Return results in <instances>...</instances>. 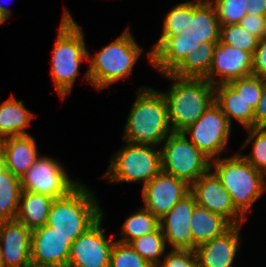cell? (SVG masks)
Segmentation results:
<instances>
[{
  "instance_id": "obj_38",
  "label": "cell",
  "mask_w": 266,
  "mask_h": 267,
  "mask_svg": "<svg viewBox=\"0 0 266 267\" xmlns=\"http://www.w3.org/2000/svg\"><path fill=\"white\" fill-rule=\"evenodd\" d=\"M247 15L265 16L266 0H247Z\"/></svg>"
},
{
  "instance_id": "obj_10",
  "label": "cell",
  "mask_w": 266,
  "mask_h": 267,
  "mask_svg": "<svg viewBox=\"0 0 266 267\" xmlns=\"http://www.w3.org/2000/svg\"><path fill=\"white\" fill-rule=\"evenodd\" d=\"M232 125L220 107L213 102L198 120L183 131L185 136L210 160L226 151Z\"/></svg>"
},
{
  "instance_id": "obj_24",
  "label": "cell",
  "mask_w": 266,
  "mask_h": 267,
  "mask_svg": "<svg viewBox=\"0 0 266 267\" xmlns=\"http://www.w3.org/2000/svg\"><path fill=\"white\" fill-rule=\"evenodd\" d=\"M53 200L45 194L22 191L15 219L31 231L43 227L47 223Z\"/></svg>"
},
{
  "instance_id": "obj_34",
  "label": "cell",
  "mask_w": 266,
  "mask_h": 267,
  "mask_svg": "<svg viewBox=\"0 0 266 267\" xmlns=\"http://www.w3.org/2000/svg\"><path fill=\"white\" fill-rule=\"evenodd\" d=\"M156 267H198L195 250L171 249Z\"/></svg>"
},
{
  "instance_id": "obj_12",
  "label": "cell",
  "mask_w": 266,
  "mask_h": 267,
  "mask_svg": "<svg viewBox=\"0 0 266 267\" xmlns=\"http://www.w3.org/2000/svg\"><path fill=\"white\" fill-rule=\"evenodd\" d=\"M104 215L71 245L67 267H109L111 251L117 239L103 230Z\"/></svg>"
},
{
  "instance_id": "obj_32",
  "label": "cell",
  "mask_w": 266,
  "mask_h": 267,
  "mask_svg": "<svg viewBox=\"0 0 266 267\" xmlns=\"http://www.w3.org/2000/svg\"><path fill=\"white\" fill-rule=\"evenodd\" d=\"M264 78L250 75L228 82V84L253 108L262 96Z\"/></svg>"
},
{
  "instance_id": "obj_19",
  "label": "cell",
  "mask_w": 266,
  "mask_h": 267,
  "mask_svg": "<svg viewBox=\"0 0 266 267\" xmlns=\"http://www.w3.org/2000/svg\"><path fill=\"white\" fill-rule=\"evenodd\" d=\"M242 225H232L222 235L195 248L198 267H233L241 247Z\"/></svg>"
},
{
  "instance_id": "obj_30",
  "label": "cell",
  "mask_w": 266,
  "mask_h": 267,
  "mask_svg": "<svg viewBox=\"0 0 266 267\" xmlns=\"http://www.w3.org/2000/svg\"><path fill=\"white\" fill-rule=\"evenodd\" d=\"M220 41L237 49L245 50L253 55L259 39L242 28L238 23L221 25Z\"/></svg>"
},
{
  "instance_id": "obj_6",
  "label": "cell",
  "mask_w": 266,
  "mask_h": 267,
  "mask_svg": "<svg viewBox=\"0 0 266 267\" xmlns=\"http://www.w3.org/2000/svg\"><path fill=\"white\" fill-rule=\"evenodd\" d=\"M210 169L229 192L235 209L247 219L252 206L266 192V175L237 152L210 161Z\"/></svg>"
},
{
  "instance_id": "obj_39",
  "label": "cell",
  "mask_w": 266,
  "mask_h": 267,
  "mask_svg": "<svg viewBox=\"0 0 266 267\" xmlns=\"http://www.w3.org/2000/svg\"><path fill=\"white\" fill-rule=\"evenodd\" d=\"M11 14L12 11L9 9V7L0 3V16L3 18L5 22L11 17Z\"/></svg>"
},
{
  "instance_id": "obj_20",
  "label": "cell",
  "mask_w": 266,
  "mask_h": 267,
  "mask_svg": "<svg viewBox=\"0 0 266 267\" xmlns=\"http://www.w3.org/2000/svg\"><path fill=\"white\" fill-rule=\"evenodd\" d=\"M2 143L3 165L21 179L40 156L36 141L31 134L7 137Z\"/></svg>"
},
{
  "instance_id": "obj_33",
  "label": "cell",
  "mask_w": 266,
  "mask_h": 267,
  "mask_svg": "<svg viewBox=\"0 0 266 267\" xmlns=\"http://www.w3.org/2000/svg\"><path fill=\"white\" fill-rule=\"evenodd\" d=\"M109 267H154L144 260L130 244H124L115 240Z\"/></svg>"
},
{
  "instance_id": "obj_11",
  "label": "cell",
  "mask_w": 266,
  "mask_h": 267,
  "mask_svg": "<svg viewBox=\"0 0 266 267\" xmlns=\"http://www.w3.org/2000/svg\"><path fill=\"white\" fill-rule=\"evenodd\" d=\"M72 179L66 168L51 156L40 155L21 177L22 191L45 194L53 199L65 197L81 181Z\"/></svg>"
},
{
  "instance_id": "obj_13",
  "label": "cell",
  "mask_w": 266,
  "mask_h": 267,
  "mask_svg": "<svg viewBox=\"0 0 266 267\" xmlns=\"http://www.w3.org/2000/svg\"><path fill=\"white\" fill-rule=\"evenodd\" d=\"M196 204L225 218L231 225H243L246 220L234 207L229 192L209 169L190 185Z\"/></svg>"
},
{
  "instance_id": "obj_8",
  "label": "cell",
  "mask_w": 266,
  "mask_h": 267,
  "mask_svg": "<svg viewBox=\"0 0 266 267\" xmlns=\"http://www.w3.org/2000/svg\"><path fill=\"white\" fill-rule=\"evenodd\" d=\"M124 146L113 154L102 178L109 183H139L143 186L162 171L158 146L122 141Z\"/></svg>"
},
{
  "instance_id": "obj_3",
  "label": "cell",
  "mask_w": 266,
  "mask_h": 267,
  "mask_svg": "<svg viewBox=\"0 0 266 267\" xmlns=\"http://www.w3.org/2000/svg\"><path fill=\"white\" fill-rule=\"evenodd\" d=\"M83 32L71 13L65 9L50 60V74L54 81L55 90L62 99L72 92L81 62L88 61L89 51Z\"/></svg>"
},
{
  "instance_id": "obj_42",
  "label": "cell",
  "mask_w": 266,
  "mask_h": 267,
  "mask_svg": "<svg viewBox=\"0 0 266 267\" xmlns=\"http://www.w3.org/2000/svg\"><path fill=\"white\" fill-rule=\"evenodd\" d=\"M4 23H6L4 20H3V18L0 16V25H2V24H4Z\"/></svg>"
},
{
  "instance_id": "obj_40",
  "label": "cell",
  "mask_w": 266,
  "mask_h": 267,
  "mask_svg": "<svg viewBox=\"0 0 266 267\" xmlns=\"http://www.w3.org/2000/svg\"><path fill=\"white\" fill-rule=\"evenodd\" d=\"M3 166L2 143L0 141V168Z\"/></svg>"
},
{
  "instance_id": "obj_29",
  "label": "cell",
  "mask_w": 266,
  "mask_h": 267,
  "mask_svg": "<svg viewBox=\"0 0 266 267\" xmlns=\"http://www.w3.org/2000/svg\"><path fill=\"white\" fill-rule=\"evenodd\" d=\"M249 134L239 151L250 144L252 152L246 155L241 154L256 170L266 175V128L245 129Z\"/></svg>"
},
{
  "instance_id": "obj_7",
  "label": "cell",
  "mask_w": 266,
  "mask_h": 267,
  "mask_svg": "<svg viewBox=\"0 0 266 267\" xmlns=\"http://www.w3.org/2000/svg\"><path fill=\"white\" fill-rule=\"evenodd\" d=\"M81 181L65 197L54 199L46 225L74 241L103 215L95 193Z\"/></svg>"
},
{
  "instance_id": "obj_1",
  "label": "cell",
  "mask_w": 266,
  "mask_h": 267,
  "mask_svg": "<svg viewBox=\"0 0 266 267\" xmlns=\"http://www.w3.org/2000/svg\"><path fill=\"white\" fill-rule=\"evenodd\" d=\"M162 34L146 57L160 75L171 73L200 44L219 43L221 25L210 0H188L165 15Z\"/></svg>"
},
{
  "instance_id": "obj_5",
  "label": "cell",
  "mask_w": 266,
  "mask_h": 267,
  "mask_svg": "<svg viewBox=\"0 0 266 267\" xmlns=\"http://www.w3.org/2000/svg\"><path fill=\"white\" fill-rule=\"evenodd\" d=\"M162 77L173 82L167 91H161L171 129L183 132L214 102V85L205 78H181L170 73Z\"/></svg>"
},
{
  "instance_id": "obj_23",
  "label": "cell",
  "mask_w": 266,
  "mask_h": 267,
  "mask_svg": "<svg viewBox=\"0 0 266 267\" xmlns=\"http://www.w3.org/2000/svg\"><path fill=\"white\" fill-rule=\"evenodd\" d=\"M192 250L215 237L222 235L232 225L222 216L196 205L190 221Z\"/></svg>"
},
{
  "instance_id": "obj_14",
  "label": "cell",
  "mask_w": 266,
  "mask_h": 267,
  "mask_svg": "<svg viewBox=\"0 0 266 267\" xmlns=\"http://www.w3.org/2000/svg\"><path fill=\"white\" fill-rule=\"evenodd\" d=\"M142 187V207L159 220L190 193V185L187 182L163 171Z\"/></svg>"
},
{
  "instance_id": "obj_16",
  "label": "cell",
  "mask_w": 266,
  "mask_h": 267,
  "mask_svg": "<svg viewBox=\"0 0 266 267\" xmlns=\"http://www.w3.org/2000/svg\"><path fill=\"white\" fill-rule=\"evenodd\" d=\"M250 75H252L251 53L223 44L221 41L217 43L208 75L205 77L207 81L215 86Z\"/></svg>"
},
{
  "instance_id": "obj_25",
  "label": "cell",
  "mask_w": 266,
  "mask_h": 267,
  "mask_svg": "<svg viewBox=\"0 0 266 267\" xmlns=\"http://www.w3.org/2000/svg\"><path fill=\"white\" fill-rule=\"evenodd\" d=\"M216 45L217 43H201L199 50L188 54L170 74L181 78H205L212 63Z\"/></svg>"
},
{
  "instance_id": "obj_2",
  "label": "cell",
  "mask_w": 266,
  "mask_h": 267,
  "mask_svg": "<svg viewBox=\"0 0 266 267\" xmlns=\"http://www.w3.org/2000/svg\"><path fill=\"white\" fill-rule=\"evenodd\" d=\"M123 127V140L160 147L173 132L168 119L167 104L160 90L138 88Z\"/></svg>"
},
{
  "instance_id": "obj_26",
  "label": "cell",
  "mask_w": 266,
  "mask_h": 267,
  "mask_svg": "<svg viewBox=\"0 0 266 267\" xmlns=\"http://www.w3.org/2000/svg\"><path fill=\"white\" fill-rule=\"evenodd\" d=\"M22 186L4 165L0 168V222L16 218Z\"/></svg>"
},
{
  "instance_id": "obj_36",
  "label": "cell",
  "mask_w": 266,
  "mask_h": 267,
  "mask_svg": "<svg viewBox=\"0 0 266 267\" xmlns=\"http://www.w3.org/2000/svg\"><path fill=\"white\" fill-rule=\"evenodd\" d=\"M238 24L258 39L266 37L264 16L246 15Z\"/></svg>"
},
{
  "instance_id": "obj_22",
  "label": "cell",
  "mask_w": 266,
  "mask_h": 267,
  "mask_svg": "<svg viewBox=\"0 0 266 267\" xmlns=\"http://www.w3.org/2000/svg\"><path fill=\"white\" fill-rule=\"evenodd\" d=\"M34 112L27 109L23 100H18L13 94L0 102V140L19 135H28L26 128L30 127Z\"/></svg>"
},
{
  "instance_id": "obj_37",
  "label": "cell",
  "mask_w": 266,
  "mask_h": 267,
  "mask_svg": "<svg viewBox=\"0 0 266 267\" xmlns=\"http://www.w3.org/2000/svg\"><path fill=\"white\" fill-rule=\"evenodd\" d=\"M253 127L266 128V79L263 81L262 96L254 109Z\"/></svg>"
},
{
  "instance_id": "obj_18",
  "label": "cell",
  "mask_w": 266,
  "mask_h": 267,
  "mask_svg": "<svg viewBox=\"0 0 266 267\" xmlns=\"http://www.w3.org/2000/svg\"><path fill=\"white\" fill-rule=\"evenodd\" d=\"M31 232L16 219L0 222V245L5 267H32Z\"/></svg>"
},
{
  "instance_id": "obj_43",
  "label": "cell",
  "mask_w": 266,
  "mask_h": 267,
  "mask_svg": "<svg viewBox=\"0 0 266 267\" xmlns=\"http://www.w3.org/2000/svg\"><path fill=\"white\" fill-rule=\"evenodd\" d=\"M264 21H265V26H266V14H265V16H264Z\"/></svg>"
},
{
  "instance_id": "obj_21",
  "label": "cell",
  "mask_w": 266,
  "mask_h": 267,
  "mask_svg": "<svg viewBox=\"0 0 266 267\" xmlns=\"http://www.w3.org/2000/svg\"><path fill=\"white\" fill-rule=\"evenodd\" d=\"M214 102L231 125L235 120L245 129L253 127L254 109L228 83L214 86Z\"/></svg>"
},
{
  "instance_id": "obj_31",
  "label": "cell",
  "mask_w": 266,
  "mask_h": 267,
  "mask_svg": "<svg viewBox=\"0 0 266 267\" xmlns=\"http://www.w3.org/2000/svg\"><path fill=\"white\" fill-rule=\"evenodd\" d=\"M220 25L239 23L247 15V0H210Z\"/></svg>"
},
{
  "instance_id": "obj_35",
  "label": "cell",
  "mask_w": 266,
  "mask_h": 267,
  "mask_svg": "<svg viewBox=\"0 0 266 267\" xmlns=\"http://www.w3.org/2000/svg\"><path fill=\"white\" fill-rule=\"evenodd\" d=\"M252 75L266 79V37L259 39L252 55Z\"/></svg>"
},
{
  "instance_id": "obj_9",
  "label": "cell",
  "mask_w": 266,
  "mask_h": 267,
  "mask_svg": "<svg viewBox=\"0 0 266 267\" xmlns=\"http://www.w3.org/2000/svg\"><path fill=\"white\" fill-rule=\"evenodd\" d=\"M162 145L163 172L191 185L210 169L211 160L183 132H172Z\"/></svg>"
},
{
  "instance_id": "obj_15",
  "label": "cell",
  "mask_w": 266,
  "mask_h": 267,
  "mask_svg": "<svg viewBox=\"0 0 266 267\" xmlns=\"http://www.w3.org/2000/svg\"><path fill=\"white\" fill-rule=\"evenodd\" d=\"M74 240L47 226L31 232L32 267H67L70 248Z\"/></svg>"
},
{
  "instance_id": "obj_27",
  "label": "cell",
  "mask_w": 266,
  "mask_h": 267,
  "mask_svg": "<svg viewBox=\"0 0 266 267\" xmlns=\"http://www.w3.org/2000/svg\"><path fill=\"white\" fill-rule=\"evenodd\" d=\"M137 210L125 219L121 226L122 230L117 234L122 237L116 241L129 244L134 239L154 232L159 227V219L149 210L143 207Z\"/></svg>"
},
{
  "instance_id": "obj_17",
  "label": "cell",
  "mask_w": 266,
  "mask_h": 267,
  "mask_svg": "<svg viewBox=\"0 0 266 267\" xmlns=\"http://www.w3.org/2000/svg\"><path fill=\"white\" fill-rule=\"evenodd\" d=\"M196 205L194 196L189 193L159 220L166 244L171 249L192 250L190 221Z\"/></svg>"
},
{
  "instance_id": "obj_28",
  "label": "cell",
  "mask_w": 266,
  "mask_h": 267,
  "mask_svg": "<svg viewBox=\"0 0 266 267\" xmlns=\"http://www.w3.org/2000/svg\"><path fill=\"white\" fill-rule=\"evenodd\" d=\"M129 244L154 267L160 263L163 255H166L167 244L160 226L154 232L136 238Z\"/></svg>"
},
{
  "instance_id": "obj_41",
  "label": "cell",
  "mask_w": 266,
  "mask_h": 267,
  "mask_svg": "<svg viewBox=\"0 0 266 267\" xmlns=\"http://www.w3.org/2000/svg\"><path fill=\"white\" fill-rule=\"evenodd\" d=\"M0 267H5L2 259L1 245H0Z\"/></svg>"
},
{
  "instance_id": "obj_4",
  "label": "cell",
  "mask_w": 266,
  "mask_h": 267,
  "mask_svg": "<svg viewBox=\"0 0 266 267\" xmlns=\"http://www.w3.org/2000/svg\"><path fill=\"white\" fill-rule=\"evenodd\" d=\"M143 48L136 42L129 27L114 41L94 53L88 52L89 67L83 79L94 89L103 90L129 77Z\"/></svg>"
}]
</instances>
